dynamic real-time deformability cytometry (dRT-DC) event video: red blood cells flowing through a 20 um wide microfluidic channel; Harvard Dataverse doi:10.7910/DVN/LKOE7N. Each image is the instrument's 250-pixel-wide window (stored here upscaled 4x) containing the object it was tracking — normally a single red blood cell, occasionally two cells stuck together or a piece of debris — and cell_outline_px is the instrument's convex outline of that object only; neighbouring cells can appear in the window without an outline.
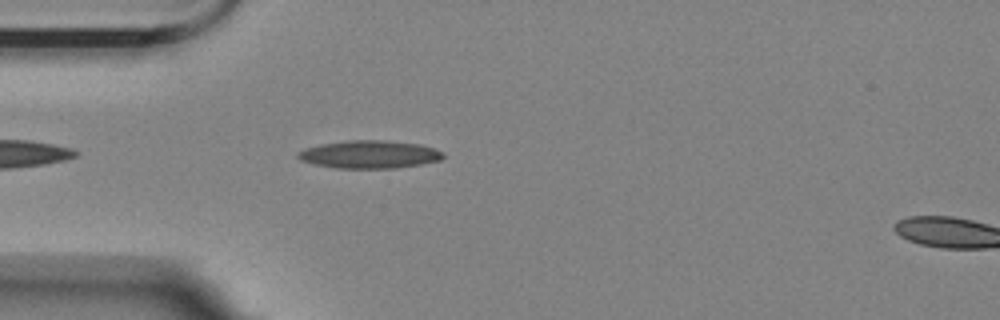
{"species": "Egyptian fruit bat (a non-hibernating species)", "species_latin": "Rousettus aegyptiacus", "temperature_condition": "room temperature", "stored_images_in_passage": 44, "camera_frame_rate_fps": 3000, "um_per_image_px": 0.085, "animal": {"sex": "female"}, "frame": {"image": 1, "passage_image": 4, "time_ms": 1.0, "image_size_px": [1000, 320], "cell_outline_px": [[444, 156], [440, 160], [420, 164], [396, 168], [336, 168], [316, 164], [300, 160], [296, 156], [296, 152], [304, 148], [320, 144], [348, 140], [388, 140], [420, 144], [444, 152]], "centroid_in_image_um": [31.38, 13.11], "position_along_channel_um": 53.6, "area_um2": 23.64}}
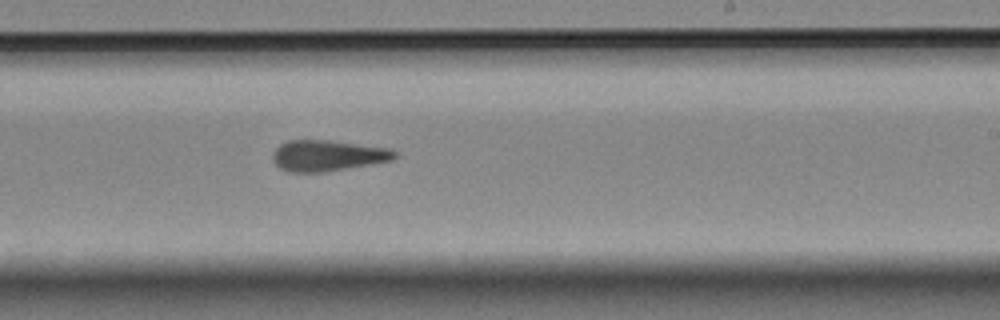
{"frame": {"image": 2, "passage_image": 22, "time_ms": 7.0, "image_size_px": [1000, 320], "cell_outline_px": [[396, 156], [392, 160], [348, 168], [324, 172], [288, 172], [280, 168], [272, 160], [272, 152], [280, 144], [288, 140], [328, 140], [388, 148], [396, 152]], "centroid_in_image_um": [27.79, 13.23], "position_along_channel_um": 261.2, "area_um2": 21.91}}
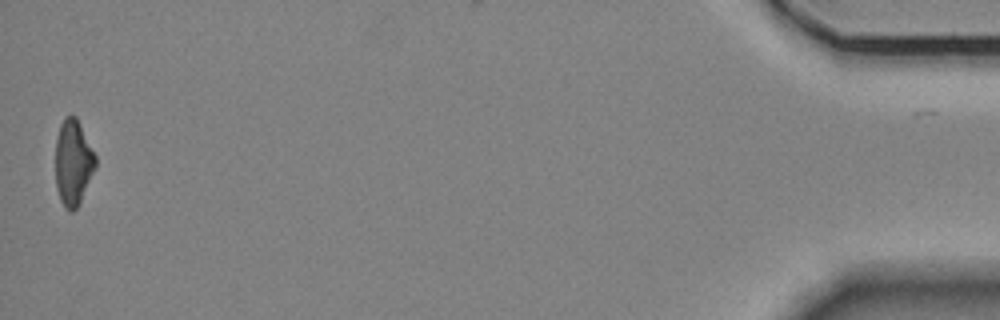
{"frame": {"image": 3, "passage_image": 44, "time_ms": 14.333, "image_size_px": [1000, 320], "cell_outline_px": [[96, 168], [80, 204], [72, 212], [68, 212], [64, 208], [60, 200], [56, 188], [56, 140], [60, 124], [64, 116], [72, 112], [76, 116], [96, 156]], "centroid_in_image_um": [6.22, 13.83], "position_along_channel_um": 429.0, "area_um2": 20.4}, "authors_computed_cell_mechanics": {"area_um2": 21.5594, "velocity_mm_per_s": 3.5474, "shape_relaxation_time_tau1_ms": null, "shape_relaxation_time_tau2_ms": 2.9182, "deformation_change_tau1": null, "deformation_change_tau2": 0.1383}}